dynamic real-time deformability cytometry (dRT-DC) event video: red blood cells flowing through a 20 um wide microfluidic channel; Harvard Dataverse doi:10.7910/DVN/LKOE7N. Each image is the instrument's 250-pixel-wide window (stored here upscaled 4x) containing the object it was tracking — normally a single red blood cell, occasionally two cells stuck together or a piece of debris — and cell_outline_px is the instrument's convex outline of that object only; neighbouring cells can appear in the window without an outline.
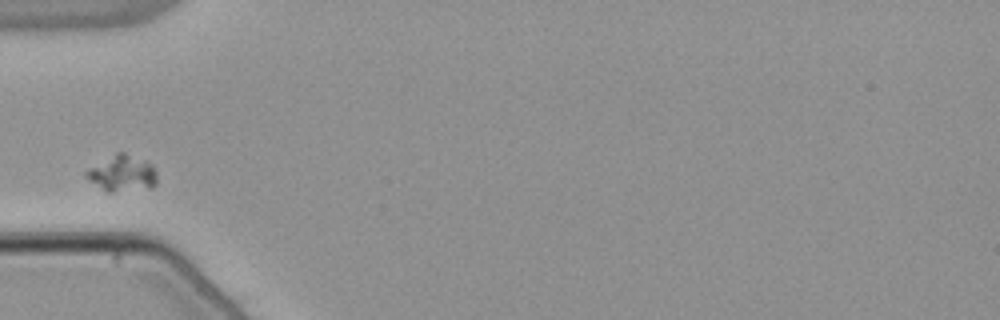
{"species": "common noctule bat (a hibernating species)", "species_latin": "Nyctalus noctula", "temperature_condition": "warm", "stored_images_in_passage": 38, "camera_frame_rate_fps": 3000, "um_per_image_px": 0.085, "animal": {"sex": "male", "body_mass_g": 21.5, "forearm_length_mm": 52.0}, "frame": {"image": 1, "passage_image": 1, "time_ms": 0.0, "image_size_px": [1000, 320], "cell_outline_px": [[156, 184], [152, 188], [112, 192], [108, 192], [88, 180], [84, 176], [84, 172], [88, 168], [116, 152], [124, 152], [144, 160], [152, 164], [156, 172]], "centroid_in_image_um": [10.38, 14.74], "position_along_channel_um": 74.6, "area_um2": 15.03}}
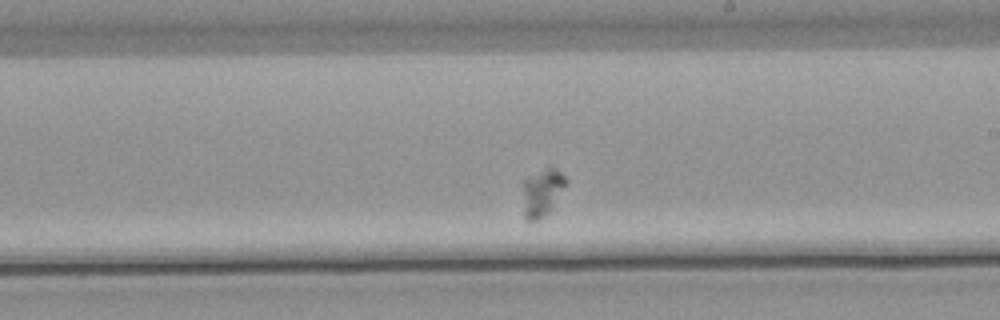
{"frame": {"image": 2, "passage_image": 15, "time_ms": 4.667, "image_size_px": [1000, 320], "cell_outline_px": [[568, 180], [552, 208], [544, 216], [536, 220], [524, 220], [524, 180], [548, 164], [552, 164]], "centroid_in_image_um": [46.1, 16.3], "position_along_channel_um": 242.9, "area_um2": 11.91}}
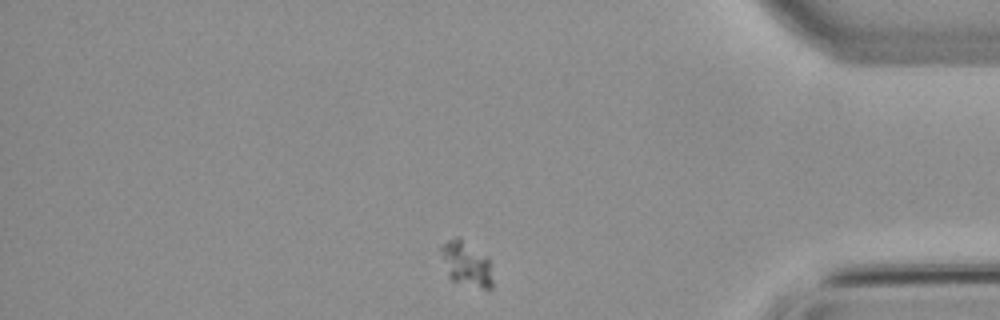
{"frame": {"image": 3, "passage_image": 30, "time_ms": 9.667, "image_size_px": [1000, 320], "cell_outline_px": [[492, 288], [484, 288], [452, 280], [448, 276], [440, 248], [440, 244], [456, 236], [460, 236], [484, 256], [488, 260], [492, 280]], "centroid_in_image_um": [39.59, 22.38], "position_along_channel_um": 395.6, "area_um2": 13.01}}